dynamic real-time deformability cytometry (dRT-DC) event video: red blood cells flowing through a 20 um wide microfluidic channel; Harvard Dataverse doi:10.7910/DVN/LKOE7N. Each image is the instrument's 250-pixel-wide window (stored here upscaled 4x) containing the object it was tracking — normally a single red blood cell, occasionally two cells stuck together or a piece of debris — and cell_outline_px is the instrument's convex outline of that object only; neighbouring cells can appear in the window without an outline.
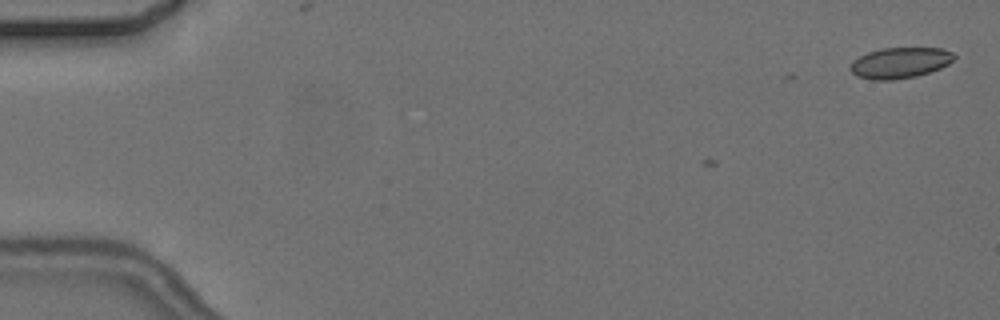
{"species": "common noctule bat (a hibernating species)", "species_latin": "Nyctalus noctula", "temperature_condition": "cold", "stored_images_in_passage": 5, "camera_frame_rate_fps": 3000, "um_per_image_px": 0.085, "animal": {"sex": "female", "body_mass_g": 24.6, "forearm_length_mm": 56.2}, "frame": {"image": 1, "passage_image": 1, "time_ms": 0.0, "image_size_px": [1000, 320], "cell_outline_px": [[956, 56], [948, 64], [940, 68], [916, 76], [892, 80], [872, 80], [856, 76], [848, 68], [852, 60], [868, 52], [880, 48], [944, 48], [952, 52]], "centroid_in_image_um": [76.46, 5.33], "position_along_channel_um": 8.5, "area_um2": 18.73}}